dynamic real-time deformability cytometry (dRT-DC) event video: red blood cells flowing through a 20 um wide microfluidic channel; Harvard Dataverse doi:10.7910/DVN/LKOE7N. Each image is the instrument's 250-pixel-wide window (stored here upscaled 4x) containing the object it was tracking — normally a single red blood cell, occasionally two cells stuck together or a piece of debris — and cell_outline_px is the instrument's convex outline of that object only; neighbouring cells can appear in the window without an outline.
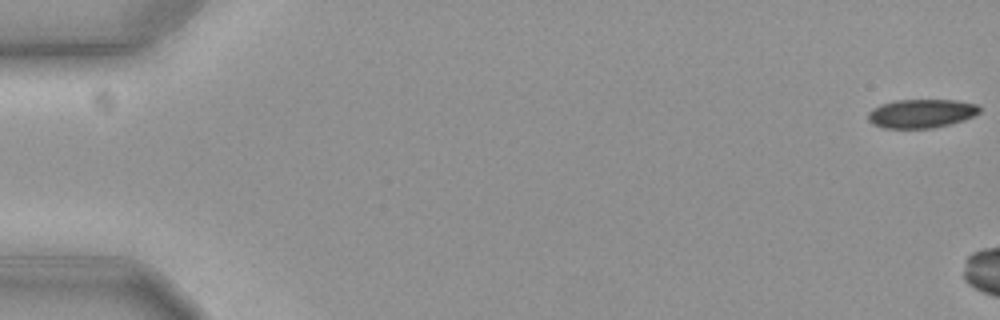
{"species": "common noctule bat (a hibernating species)", "species_latin": "Nyctalus noctula", "temperature_condition": "cold", "stored_images_in_passage": 7, "camera_frame_rate_fps": 3000, "um_per_image_px": 0.085, "animal": {"sex": "female", "body_mass_g": 19.3, "forearm_length_mm": 54.1}, "frame": {"image": 1, "passage_image": 1, "time_ms": 0.0, "image_size_px": [1000, 320], "cell_outline_px": [[980, 112], [964, 120], [932, 128], [880, 128], [872, 124], [868, 120], [868, 112], [872, 108], [896, 100], [956, 100], [980, 104]], "centroid_in_image_um": [78.31, 9.65], "position_along_channel_um": 6.7, "area_um2": 18.73}}